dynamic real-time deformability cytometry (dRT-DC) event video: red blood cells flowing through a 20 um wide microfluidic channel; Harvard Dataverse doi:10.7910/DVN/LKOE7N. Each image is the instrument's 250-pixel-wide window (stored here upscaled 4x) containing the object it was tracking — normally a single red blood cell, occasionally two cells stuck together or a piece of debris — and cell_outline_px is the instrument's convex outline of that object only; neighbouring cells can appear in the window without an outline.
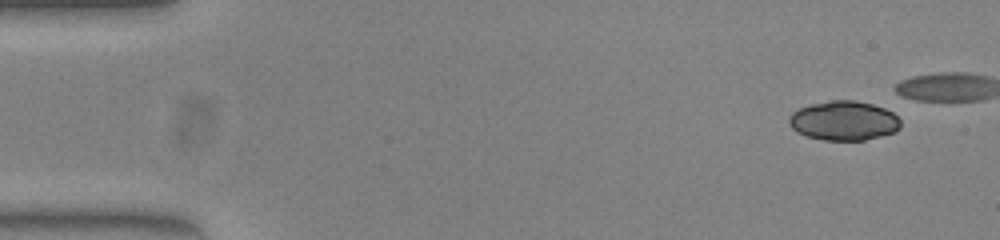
{"species": "common noctule bat (a hibernating species)", "species_latin": "Nyctalus noctula", "temperature_condition": "warm", "stored_images_in_passage": 24, "camera_frame_rate_fps": 3000, "um_per_image_px": 0.085, "animal": {"sex": "female", "body_mass_g": 23.0, "forearm_length_mm": 53.4}, "frame": {"image": 1, "passage_image": 1, "time_ms": 0.0, "image_size_px": [1000, 240], "cell_outline_px": [[900, 128], [896, 132], [864, 140], [824, 140], [808, 136], [796, 132], [788, 124], [788, 116], [792, 112], [800, 108], [812, 104], [832, 100], [856, 100], [872, 104], [884, 108], [892, 112], [900, 120]], "centroid_in_image_um": [71.71, 10.26], "position_along_channel_um": 13.3, "area_um2": 25.66}}